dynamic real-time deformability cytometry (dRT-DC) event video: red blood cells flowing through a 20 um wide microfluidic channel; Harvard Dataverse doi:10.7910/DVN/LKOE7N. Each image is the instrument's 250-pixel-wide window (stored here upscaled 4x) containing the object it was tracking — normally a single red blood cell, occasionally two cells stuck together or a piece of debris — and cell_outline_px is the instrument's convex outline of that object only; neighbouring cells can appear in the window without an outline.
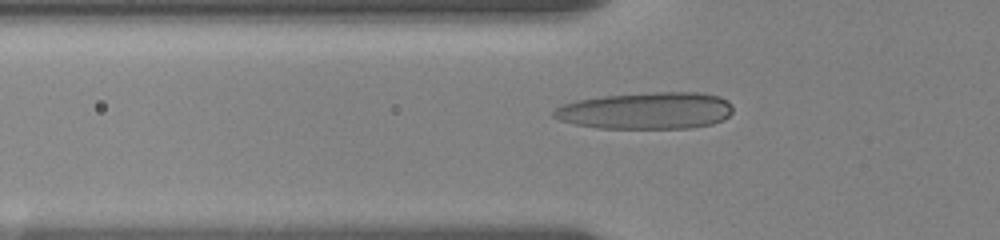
{"species": "human", "species_latin": "Homo sapiens", "temperature_condition": "room temperature", "stored_images_in_passage": 55, "camera_frame_rate_fps": 3000, "um_per_image_px": 0.085, "donor": {"sex": "female"}, "frame": {"image": 1, "passage_image": 20, "time_ms": 6.333, "image_size_px": [1000, 240], "cell_outline_px": [[732, 112], [724, 120], [712, 124], [692, 128], [596, 128], [576, 124], [560, 120], [552, 116], [552, 112], [556, 108], [564, 104], [576, 100], [604, 96], [656, 92], [700, 92], [720, 96], [728, 100], [732, 104]], "centroid_in_image_um": [54.97, 9.41], "position_along_channel_um": 70.8, "area_um2": 38.67}}
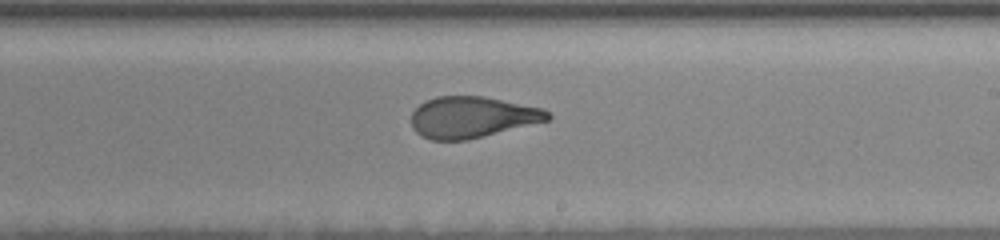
{"frame": {"image": 2, "passage_image": 35, "time_ms": 11.333, "image_size_px": [1000, 240], "cell_outline_px": [[552, 116], [548, 120], [468, 140], [432, 140], [420, 136], [412, 128], [412, 112], [420, 104], [436, 96], [484, 96], [544, 108]], "centroid_in_image_um": [40.12, 9.96], "position_along_channel_um": 248.9, "area_um2": 32.77}}
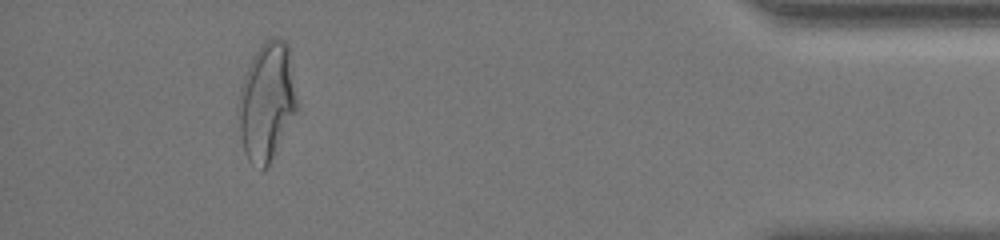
{"frame": {"image": 3, "passage_image": 53, "time_ms": 17.333, "image_size_px": [1000, 240], "cell_outline_px": [[296, 112], [268, 164], [260, 172], [248, 160], [244, 152], [240, 132], [236, 108], [240, 88], [244, 76], [252, 56], [272, 36], [280, 36], [288, 44], [296, 100]], "centroid_in_image_um": [22.63, 8.64], "position_along_channel_um": 412.6, "area_um2": 39.88}}